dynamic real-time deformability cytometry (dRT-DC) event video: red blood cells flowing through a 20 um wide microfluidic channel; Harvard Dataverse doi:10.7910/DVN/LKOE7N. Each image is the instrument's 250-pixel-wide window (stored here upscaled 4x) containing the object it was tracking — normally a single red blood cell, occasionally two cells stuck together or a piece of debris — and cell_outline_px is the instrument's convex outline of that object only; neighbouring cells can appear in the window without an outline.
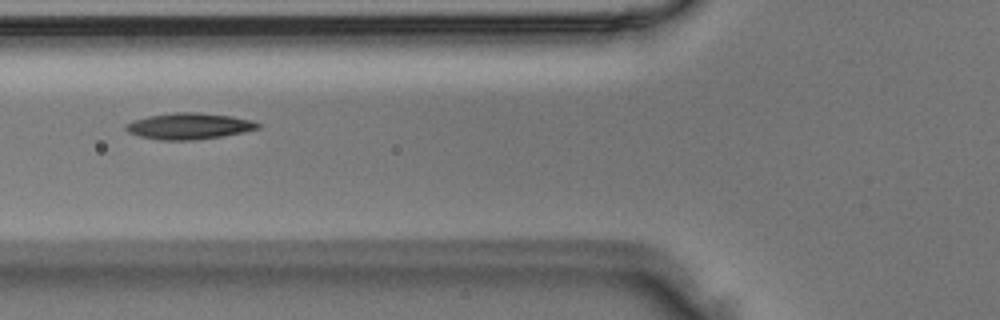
{"species": "Egyptian fruit bat (a non-hibernating species)", "species_latin": "Rousettus aegyptiacus", "temperature_condition": "room temperature", "stored_images_in_passage": 7, "camera_frame_rate_fps": 3000, "um_per_image_px": 0.085, "animal": {"sex": "male"}, "frame": {"image": 1, "passage_image": 6, "time_ms": 1.667, "image_size_px": [1000, 320], "cell_outline_px": [[260, 128], [244, 132], [220, 136], [192, 140], [160, 140], [140, 136], [128, 132], [124, 128], [124, 124], [132, 120], [148, 116], [172, 112], [196, 112], [232, 116], [252, 120], [260, 124]], "centroid_in_image_um": [16.04, 10.71], "position_along_channel_um": 109.8, "area_um2": 20.23}}
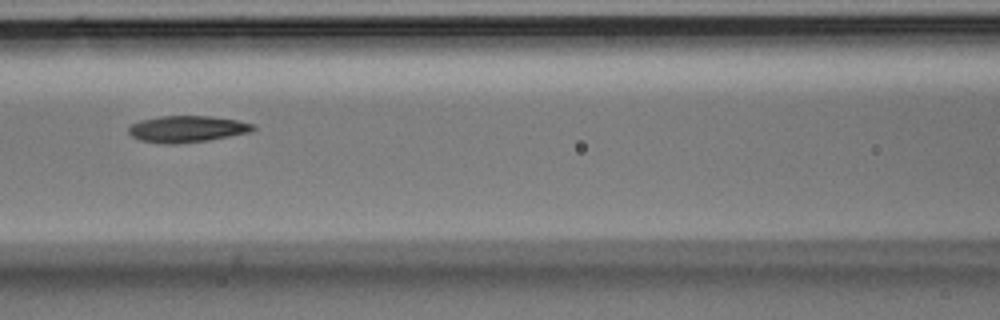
{"frame": {"image": 2, "passage_image": 7, "time_ms": 2.0, "image_size_px": [1000, 320], "cell_outline_px": [[256, 128], [248, 132], [208, 140], [176, 144], [160, 144], [140, 140], [132, 136], [128, 132], [128, 128], [132, 124], [140, 120], [160, 116], [208, 116], [236, 120], [252, 124]], "centroid_in_image_um": [15.83, 10.97], "position_along_channel_um": 150.8, "area_um2": 19.07}}